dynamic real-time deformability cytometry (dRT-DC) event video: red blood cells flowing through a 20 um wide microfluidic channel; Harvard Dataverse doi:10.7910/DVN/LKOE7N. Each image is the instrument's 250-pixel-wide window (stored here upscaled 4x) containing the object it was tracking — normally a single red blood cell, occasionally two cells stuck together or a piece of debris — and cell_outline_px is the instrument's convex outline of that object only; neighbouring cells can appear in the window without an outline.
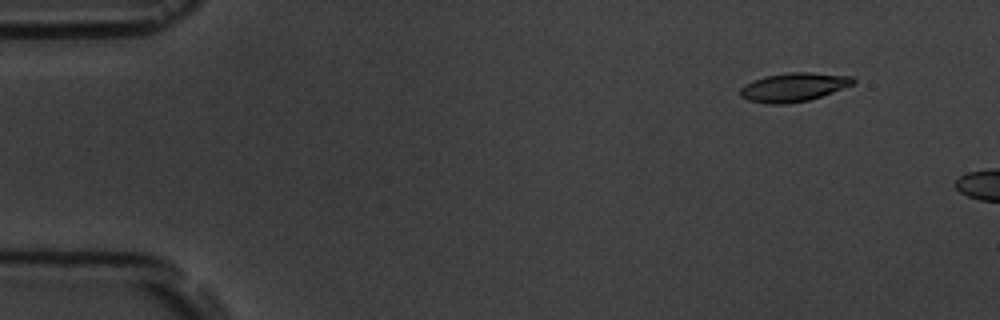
{"species": "common noctule bat (a hibernating species)", "species_latin": "Nyctalus noctula", "temperature_condition": "room temperature", "stored_images_in_passage": 4, "camera_frame_rate_fps": 3000, "um_per_image_px": 0.085, "animal": {"sex": "male", "body_mass_g": 19.5, "forearm_length_mm": 54.6}, "frame": {"image": 1, "passage_image": 2, "time_ms": 1.0, "image_size_px": [1000, 320], "cell_outline_px": [[856, 84], [808, 100], [788, 104], [768, 104], [748, 100], [740, 96], [740, 88], [744, 84], [764, 76], [788, 72], [812, 72], [852, 76], [856, 80]], "centroid_in_image_um": [67.46, 7.4], "position_along_channel_um": 17.5, "area_um2": 19.07}}